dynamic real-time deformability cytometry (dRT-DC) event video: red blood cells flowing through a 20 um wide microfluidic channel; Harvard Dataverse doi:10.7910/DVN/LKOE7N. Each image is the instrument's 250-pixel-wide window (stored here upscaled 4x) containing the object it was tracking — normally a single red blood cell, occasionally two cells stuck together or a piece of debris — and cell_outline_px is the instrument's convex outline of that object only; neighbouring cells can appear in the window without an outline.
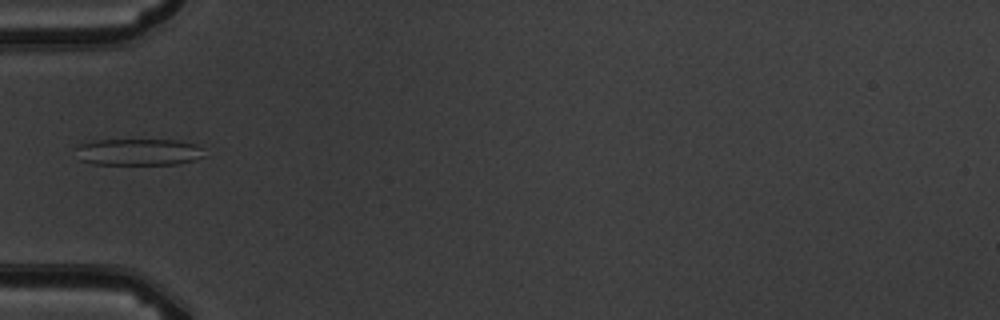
{"species": "common noctule bat (a hibernating species)", "species_latin": "Nyctalus noctula", "temperature_condition": "warm", "stored_images_in_passage": 7, "camera_frame_rate_fps": 3000, "um_per_image_px": 0.085, "animal": {"sex": "male", "body_mass_g": 19.5, "forearm_length_mm": 54.6}, "frame": {"image": 1, "passage_image": 6, "time_ms": 6.0, "image_size_px": [1000, 320], "cell_outline_px": [[204, 156], [196, 160], [176, 164], [92, 164], [80, 160], [72, 148], [80, 144], [96, 140], [180, 140], [196, 144], [204, 148]], "centroid_in_image_um": [11.77, 12.92], "position_along_channel_um": 73.2, "area_um2": 20.35}}
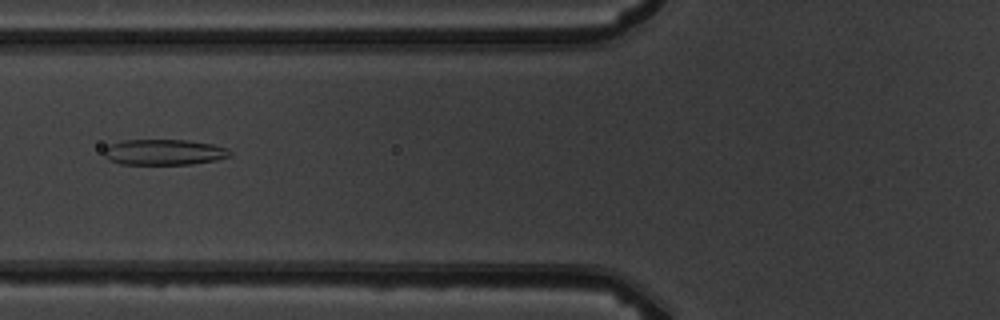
{"frame": {"image": 2, "passage_image": 7, "time_ms": 7.0, "image_size_px": [1000, 320], "cell_outline_px": [[232, 156], [216, 160], [192, 164], [120, 164], [108, 160], [104, 156], [104, 148], [108, 144], [124, 140], [188, 140], [212, 144], [228, 148], [232, 152]], "centroid_in_image_um": [13.94, 12.93], "position_along_channel_um": 111.9, "area_um2": 19.07}}